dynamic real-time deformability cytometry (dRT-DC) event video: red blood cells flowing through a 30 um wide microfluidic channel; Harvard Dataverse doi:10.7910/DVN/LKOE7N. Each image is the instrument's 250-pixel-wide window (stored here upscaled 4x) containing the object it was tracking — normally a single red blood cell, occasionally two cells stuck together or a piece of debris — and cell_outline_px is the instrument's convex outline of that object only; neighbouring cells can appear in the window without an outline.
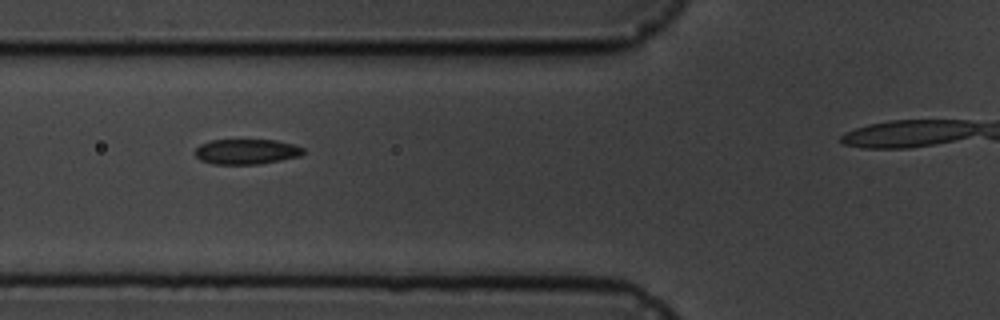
{"species": "common noctule bat (a hibernating species)", "species_latin": "Nyctalus noctula", "temperature_condition": "cold", "stored_images_in_passage": 6, "segment_of_instrument_passage": [1, 2], "camera_frame_rate_fps": 3000, "um_per_image_px": 0.085, "animal": {"sex": "male", "body_mass_g": 19.5, "forearm_length_mm": 54.6}, "frame": {"image": 1, "passage_image": 4, "time_ms": 3.333, "image_size_px": [1000, 320], "cell_outline_px": [[304, 152], [300, 156], [260, 164], [212, 164], [200, 160], [192, 152], [200, 144], [212, 140], [276, 140], [292, 144], [304, 148]], "centroid_in_image_um": [20.91, 12.89], "position_along_channel_um": 104.9, "area_um2": 15.95}}
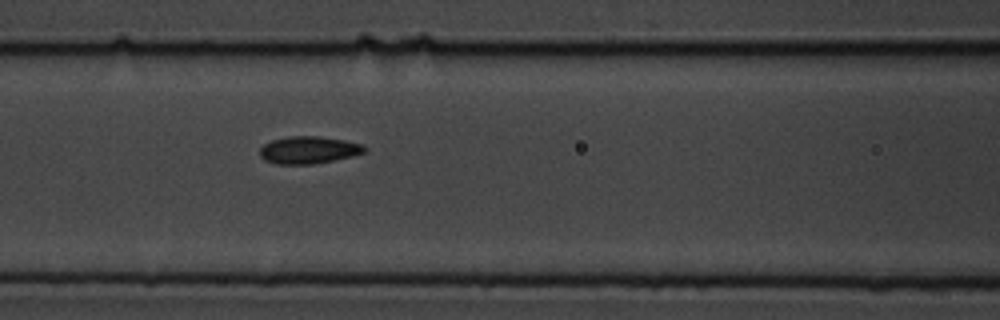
{"frame": {"image": 2, "passage_image": 5, "time_ms": 4.333, "image_size_px": [1000, 320], "cell_outline_px": [[368, 148], [364, 152], [352, 156], [312, 164], [276, 164], [264, 160], [260, 156], [260, 148], [264, 144], [272, 140], [288, 136], [320, 136], [344, 140], [364, 144]], "centroid_in_image_um": [26.23, 12.74], "position_along_channel_um": 140.4, "area_um2": 16.7}}